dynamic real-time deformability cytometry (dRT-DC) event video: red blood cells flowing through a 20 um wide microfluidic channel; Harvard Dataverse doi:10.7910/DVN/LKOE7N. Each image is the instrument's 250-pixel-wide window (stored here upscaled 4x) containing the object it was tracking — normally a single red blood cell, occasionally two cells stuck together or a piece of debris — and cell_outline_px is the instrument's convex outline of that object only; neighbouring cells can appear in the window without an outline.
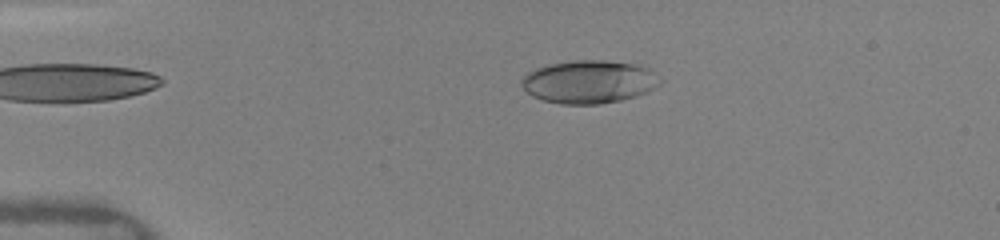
{"species": "human", "species_latin": "Homo sapiens", "temperature_condition": "warm", "stored_images_in_passage": 46, "camera_frame_rate_fps": 3000, "um_per_image_px": 0.085, "donor": {"sex": "female"}, "frame": {"image": 1, "passage_image": 13, "time_ms": 3.333, "image_size_px": [1000, 240], "cell_outline_px": [[664, 80], [660, 84], [636, 96], [620, 100], [600, 104], [560, 104], [544, 100], [532, 96], [520, 84], [520, 80], [528, 72], [536, 68], [548, 64], [572, 60], [604, 60], [632, 64], [648, 68]], "centroid_in_image_um": [50.05, 6.95], "position_along_channel_um": 35.0, "area_um2": 34.68}}
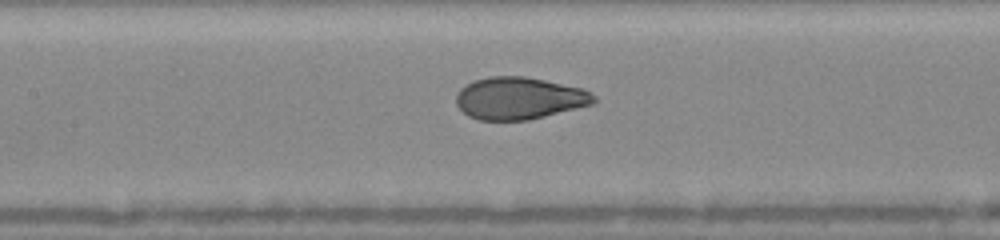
{"frame": {"image": 2, "passage_image": 29, "time_ms": 7.667, "image_size_px": [1000, 240], "cell_outline_px": [[596, 100], [592, 104], [528, 120], [480, 120], [468, 116], [456, 104], [456, 92], [460, 88], [472, 80], [488, 76], [524, 76], [584, 88], [592, 92], [596, 96]], "centroid_in_image_um": [44.11, 8.34], "position_along_channel_um": 163.3, "area_um2": 33.99}}
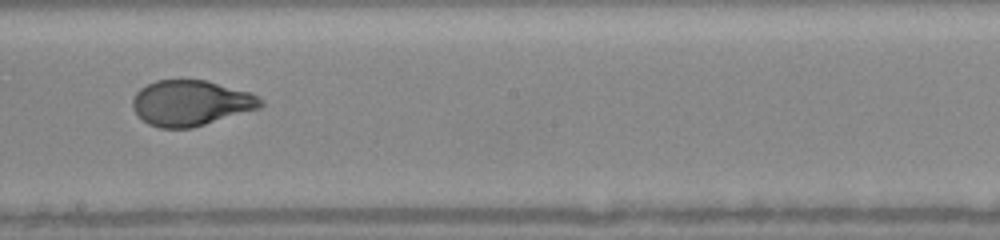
{"frame": {"image": 3, "passage_image": 35, "time_ms": 9.333, "image_size_px": [1000, 240], "cell_outline_px": [[264, 104], [260, 108], [192, 128], [160, 128], [148, 124], [132, 108], [132, 100], [136, 92], [140, 88], [156, 80], [204, 80], [252, 92]], "centroid_in_image_um": [16.21, 8.75], "position_along_channel_um": 232.0, "area_um2": 33.81}}